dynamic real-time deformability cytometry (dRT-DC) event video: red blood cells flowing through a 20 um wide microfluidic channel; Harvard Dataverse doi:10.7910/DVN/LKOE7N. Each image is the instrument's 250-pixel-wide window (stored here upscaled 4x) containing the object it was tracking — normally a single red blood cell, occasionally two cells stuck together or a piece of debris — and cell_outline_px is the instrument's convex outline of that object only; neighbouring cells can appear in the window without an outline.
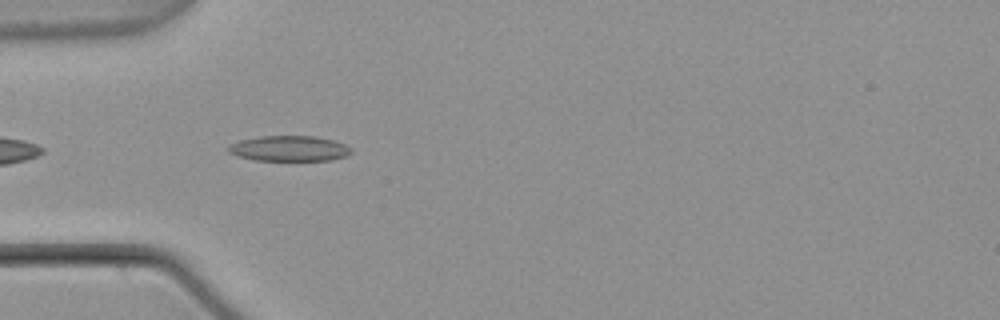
{"species": "common noctule bat (a hibernating species)", "species_latin": "Nyctalus noctula", "temperature_condition": "warm", "stored_images_in_passage": 6, "camera_frame_rate_fps": 3000, "um_per_image_px": 0.085, "animal": {"sex": "male", "body_mass_g": 21.5, "forearm_length_mm": 52.0}, "frame": {"image": 1, "passage_image": 3, "time_ms": 0.667, "image_size_px": [1000, 320], "cell_outline_px": [[352, 152], [348, 156], [332, 160], [252, 160], [236, 156], [228, 152], [224, 148], [228, 144], [240, 140], [260, 136], [316, 136], [332, 140], [344, 144], [352, 148]], "centroid_in_image_um": [24.54, 12.62], "position_along_channel_um": 60.5, "area_um2": 18.5}}